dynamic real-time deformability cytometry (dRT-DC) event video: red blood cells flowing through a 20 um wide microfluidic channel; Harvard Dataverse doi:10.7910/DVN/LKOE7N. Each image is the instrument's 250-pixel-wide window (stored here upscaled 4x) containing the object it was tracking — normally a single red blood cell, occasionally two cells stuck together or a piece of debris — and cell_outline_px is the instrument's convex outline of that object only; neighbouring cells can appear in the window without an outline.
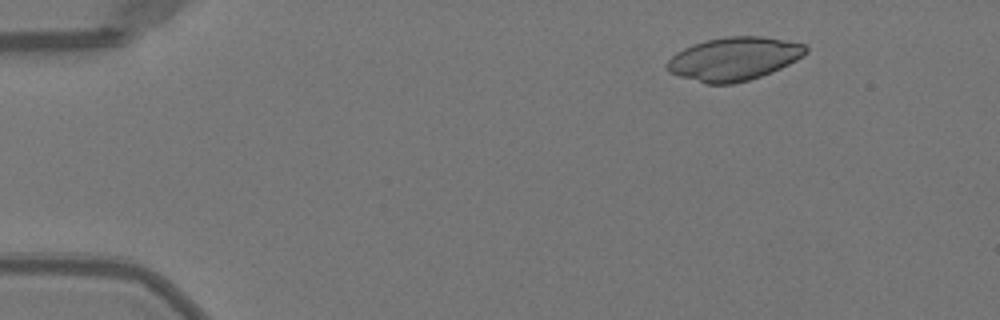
{"species": "Egyptian fruit bat (a non-hibernating species)", "species_latin": "Rousettus aegyptiacus", "temperature_condition": "warm", "stored_images_in_passage": 45, "camera_frame_rate_fps": 3000, "um_per_image_px": 0.085, "animal": {"sex": "female"}, "frame": {"image": 1, "passage_image": 1, "time_ms": 0.0, "image_size_px": [1000, 320], "cell_outline_px": [[808, 52], [796, 60], [772, 72], [748, 80], [732, 84], [704, 84], [668, 72], [664, 64], [676, 52], [692, 44], [708, 40], [728, 36], [764, 36], [804, 44], [808, 48]], "centroid_in_image_um": [62.36, 5.0], "position_along_channel_um": 22.6, "area_um2": 35.03}}